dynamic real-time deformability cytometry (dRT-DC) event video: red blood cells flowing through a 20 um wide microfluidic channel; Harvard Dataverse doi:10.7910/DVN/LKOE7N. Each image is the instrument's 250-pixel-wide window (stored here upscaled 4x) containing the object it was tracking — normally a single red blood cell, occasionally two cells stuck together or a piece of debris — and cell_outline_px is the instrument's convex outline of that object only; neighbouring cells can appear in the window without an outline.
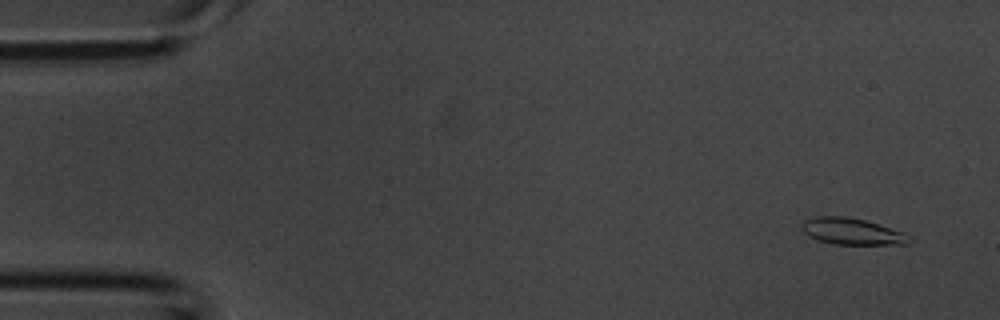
{"species": "common noctule bat (a hibernating species)", "species_latin": "Nyctalus noctula", "temperature_condition": "room temperature", "stored_images_in_passage": 3, "camera_frame_rate_fps": 3000, "um_per_image_px": 0.085, "animal": {"sex": "male", "body_mass_g": 20.1, "forearm_length_mm": 53.5}, "frame": {"image": 1, "passage_image": 1, "time_ms": 0.0, "image_size_px": [1000, 320], "cell_outline_px": [[912, 240], [908, 244], [832, 244], [816, 240], [808, 236], [800, 228], [800, 224], [804, 220], [816, 216], [844, 216], [864, 220], [904, 232]], "centroid_in_image_um": [72.36, 19.67], "position_along_channel_um": 12.6, "area_um2": 16.65}}